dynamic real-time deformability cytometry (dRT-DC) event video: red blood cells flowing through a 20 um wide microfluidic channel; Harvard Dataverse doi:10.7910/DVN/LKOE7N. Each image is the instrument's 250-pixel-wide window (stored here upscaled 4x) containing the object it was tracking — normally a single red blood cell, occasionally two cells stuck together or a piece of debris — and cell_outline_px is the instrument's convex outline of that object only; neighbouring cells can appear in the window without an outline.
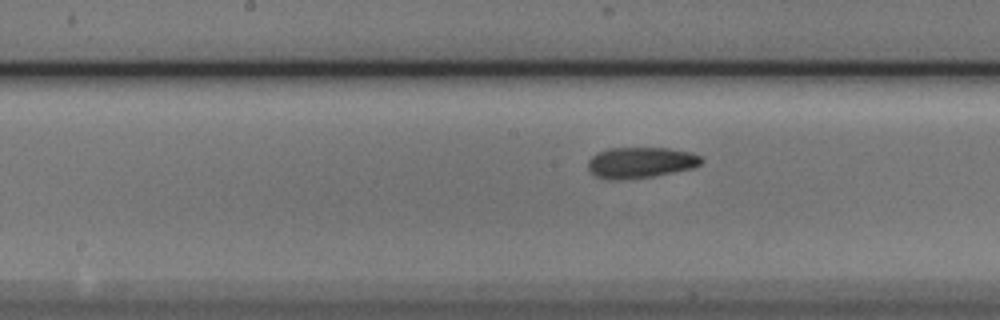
{"species": "Egyptian fruit bat (a non-hibernating species)", "species_latin": "Rousettus aegyptiacus", "temperature_condition": "cold", "stored_images_in_passage": 6, "camera_frame_rate_fps": 3000, "um_per_image_px": 0.085, "animal": {"sex": "male"}, "frame": {"image": 1, "passage_image": 6, "time_ms": 1.667, "image_size_px": [1000, 320], "cell_outline_px": [[704, 160], [696, 168], [652, 176], [624, 180], [608, 180], [596, 176], [588, 168], [588, 160], [592, 156], [608, 148], [668, 148], [692, 152], [700, 156]], "centroid_in_image_um": [54.48, 13.82], "position_along_channel_um": 193.7, "area_um2": 20.58}}